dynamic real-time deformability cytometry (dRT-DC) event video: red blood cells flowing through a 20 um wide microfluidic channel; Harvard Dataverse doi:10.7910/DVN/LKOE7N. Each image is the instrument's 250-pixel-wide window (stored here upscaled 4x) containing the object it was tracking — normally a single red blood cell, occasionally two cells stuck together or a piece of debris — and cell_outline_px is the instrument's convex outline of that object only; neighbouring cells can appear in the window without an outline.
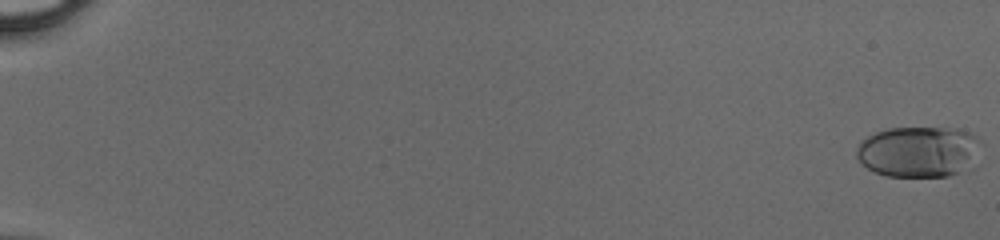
{"species": "human", "species_latin": "Homo sapiens", "temperature_condition": "cold", "stored_images_in_passage": 48, "camera_frame_rate_fps": 3000, "um_per_image_px": 0.085, "donor": {"sex": "male"}, "frame": {"image": 1, "passage_image": 1, "time_ms": 0.0, "image_size_px": [1000, 240], "cell_outline_px": [[980, 140], [976, 168], [968, 172], [948, 176], [888, 176], [876, 172], [868, 168], [856, 156], [856, 148], [860, 140], [876, 132], [888, 128], [956, 128], [972, 132]], "centroid_in_image_um": [78.18, 12.9], "position_along_channel_um": 6.8, "area_um2": 37.74}}
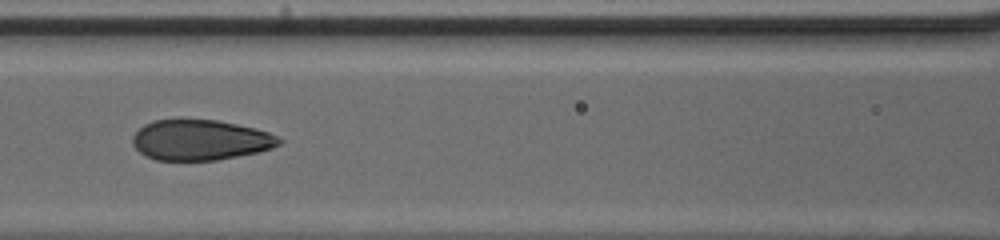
{"frame": {"image": 2, "passage_image": 26, "time_ms": 8.333, "image_size_px": [1000, 240], "cell_outline_px": [[284, 140], [280, 144], [272, 148], [260, 152], [216, 160], [156, 160], [144, 156], [132, 144], [132, 136], [144, 124], [152, 120], [216, 120], [256, 128], [268, 132]], "centroid_in_image_um": [17.03, 11.91], "position_along_channel_um": 149.6, "area_um2": 34.56}}
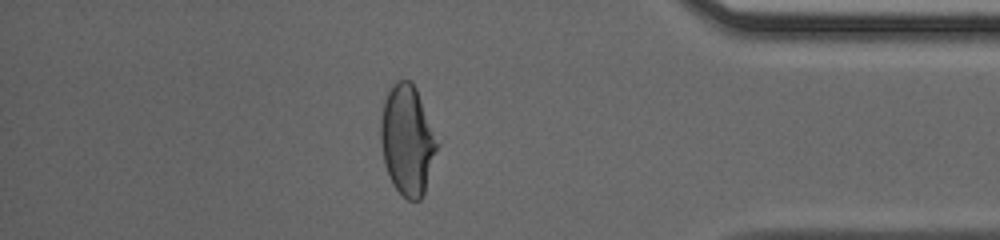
{"frame": {"image": 3, "passage_image": 45, "time_ms": 14.667, "image_size_px": [1000, 240], "cell_outline_px": [[440, 144], [424, 192], [420, 200], [408, 200], [396, 188], [384, 164], [380, 140], [380, 120], [384, 100], [388, 92], [396, 80], [412, 80], [416, 88]], "centroid_in_image_um": [34.63, 11.88], "position_along_channel_um": 400.6, "area_um2": 36.18}}